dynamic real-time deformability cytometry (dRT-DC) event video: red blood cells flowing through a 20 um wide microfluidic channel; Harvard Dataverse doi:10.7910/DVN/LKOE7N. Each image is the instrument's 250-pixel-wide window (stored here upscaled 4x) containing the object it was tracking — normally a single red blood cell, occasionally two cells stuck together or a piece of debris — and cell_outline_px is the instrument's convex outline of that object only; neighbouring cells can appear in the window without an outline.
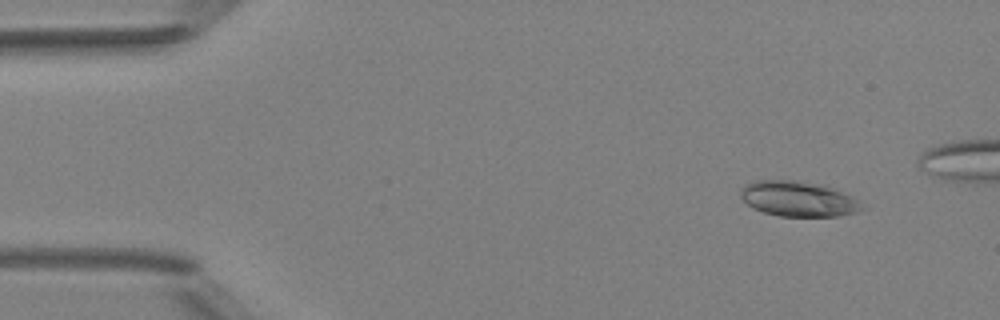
{"species": "Egyptian fruit bat (a non-hibernating species)", "species_latin": "Rousettus aegyptiacus", "temperature_condition": "room temperature", "stored_images_in_passage": 4, "camera_frame_rate_fps": 3000, "um_per_image_px": 0.085, "animal": {"sex": "female"}, "frame": {"image": 1, "passage_image": 1, "time_ms": 0.0, "image_size_px": [1000, 320], "cell_outline_px": [[868, 208], [860, 212], [840, 216], [780, 216], [764, 212], [752, 208], [740, 196], [740, 188], [744, 184], [752, 180], [796, 180], [828, 184], [860, 200]], "centroid_in_image_um": [67.93, 16.89], "position_along_channel_um": 17.1, "area_um2": 25.78}}